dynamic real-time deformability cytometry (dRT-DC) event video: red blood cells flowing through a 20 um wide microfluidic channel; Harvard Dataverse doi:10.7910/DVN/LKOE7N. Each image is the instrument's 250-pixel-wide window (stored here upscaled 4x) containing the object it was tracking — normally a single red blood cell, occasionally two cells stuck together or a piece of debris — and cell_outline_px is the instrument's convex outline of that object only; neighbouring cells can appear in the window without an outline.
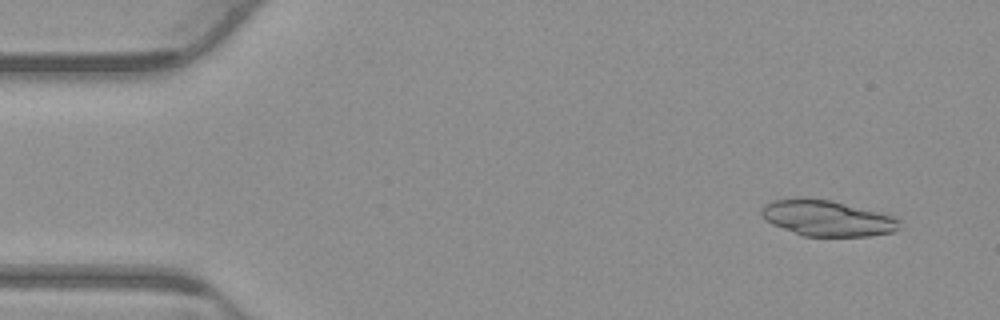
{"species": "common noctule bat (a hibernating species)", "species_latin": "Nyctalus noctula", "temperature_condition": "warm", "stored_images_in_passage": 52, "segment_of_instrument_passage": [1, 2], "camera_frame_rate_fps": 3000, "um_per_image_px": 0.085, "animal": {"sex": "male", "body_mass_g": 23.1, "forearm_length_mm": 52.7}, "frame": {"image": 1, "passage_image": 4, "time_ms": 1.0, "image_size_px": [1000, 320], "cell_outline_px": [[900, 220], [896, 232], [868, 236], [804, 236], [772, 224], [760, 212], [760, 208], [764, 204], [772, 200], [800, 196], [804, 196], [832, 200], [896, 216]], "centroid_in_image_um": [70.31, 18.51], "position_along_channel_um": 14.7, "area_um2": 29.19}}